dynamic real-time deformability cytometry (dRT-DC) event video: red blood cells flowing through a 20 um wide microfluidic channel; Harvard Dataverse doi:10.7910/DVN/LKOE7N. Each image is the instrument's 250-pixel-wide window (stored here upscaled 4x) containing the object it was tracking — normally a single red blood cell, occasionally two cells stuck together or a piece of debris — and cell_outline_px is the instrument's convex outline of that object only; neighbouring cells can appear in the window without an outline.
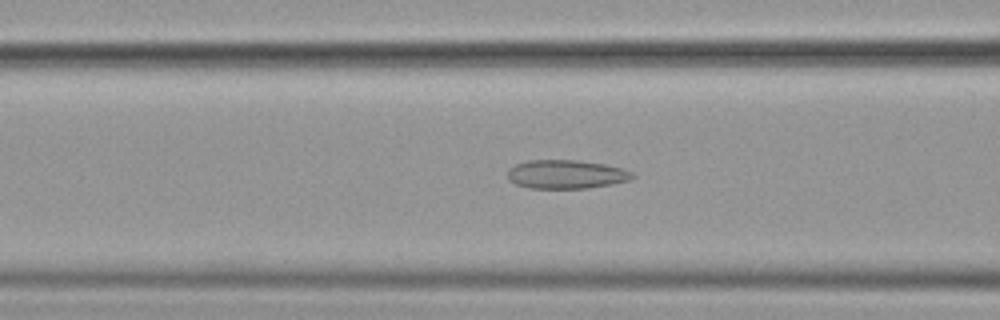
{"species": "common noctule bat (a hibernating species)", "species_latin": "Nyctalus noctula", "temperature_condition": "cold", "stored_images_in_passage": 54, "camera_frame_rate_fps": 3000, "um_per_image_px": 0.085, "animal": {"sex": "female", "body_mass_g": 19.9}, "frame": {"image": 1, "passage_image": 22, "time_ms": 7.0, "image_size_px": [1000, 320], "cell_outline_px": [[636, 176], [628, 180], [612, 184], [588, 188], [528, 188], [516, 184], [508, 180], [508, 168], [516, 164], [528, 160], [572, 160], [604, 164], [620, 168], [632, 172]], "centroid_in_image_um": [48.09, 14.82], "position_along_channel_um": 118.5, "area_um2": 20.81}}
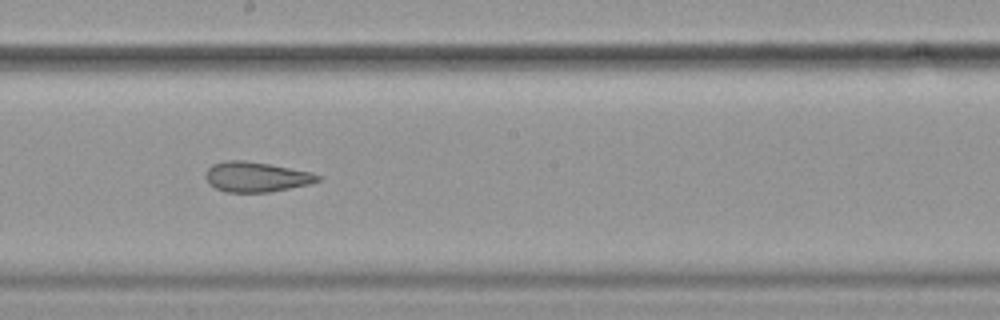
{"frame": {"image": 2, "passage_image": 31, "time_ms": 10.0, "image_size_px": [1000, 320], "cell_outline_px": [[320, 180], [308, 184], [268, 192], [224, 192], [208, 184], [204, 176], [208, 168], [212, 164], [224, 160], [244, 160], [268, 164], [312, 172], [320, 176]], "centroid_in_image_um": [21.71, 15.03], "position_along_channel_um": 226.5, "area_um2": 19.59}}
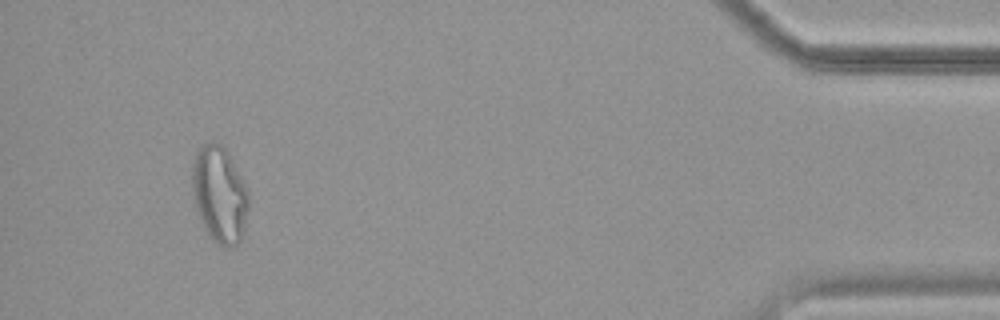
{"frame": {"image": 3, "passage_image": 52, "time_ms": 17.0, "image_size_px": [1000, 320], "cell_outline_px": [[248, 208], [244, 228], [240, 240], [232, 248], [224, 248], [216, 244], [212, 240], [204, 228], [200, 220], [196, 208], [192, 180], [192, 164], [196, 152], [204, 144], [224, 144], [248, 192]], "centroid_in_image_um": [18.65, 16.57], "position_along_channel_um": 416.5, "area_um2": 31.44}, "authors_computed_cell_mechanics": {"area_um2": 23.3512, "velocity_mm_per_s": 3.6051, "shape_relaxation_time_tau1_ms": null, "shape_relaxation_time_tau2_ms": 2.5881, "deformation_change_tau1": null, "deformation_change_tau2": 0.1017}}